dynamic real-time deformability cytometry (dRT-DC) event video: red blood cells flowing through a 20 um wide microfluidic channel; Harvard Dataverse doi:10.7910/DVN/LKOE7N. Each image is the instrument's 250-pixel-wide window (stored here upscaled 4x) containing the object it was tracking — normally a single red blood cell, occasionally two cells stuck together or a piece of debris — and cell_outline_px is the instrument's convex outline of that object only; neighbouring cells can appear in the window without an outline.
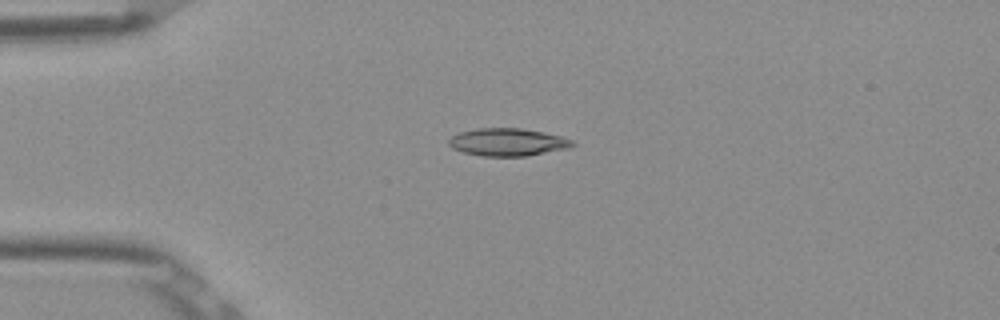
{"species": "Egyptian fruit bat (a non-hibernating species)", "species_latin": "Rousettus aegyptiacus", "temperature_condition": "room temperature", "stored_images_in_passage": 7, "camera_frame_rate_fps": 3000, "um_per_image_px": 0.085, "frame": {"image": 1, "passage_image": 3, "time_ms": 0.667, "image_size_px": [1000, 320], "cell_outline_px": [[576, 144], [568, 148], [528, 156], [480, 156], [464, 152], [452, 148], [448, 144], [448, 140], [452, 136], [460, 132], [476, 128], [520, 128], [544, 132], [560, 136], [572, 140]], "centroid_in_image_um": [43.14, 12.08], "position_along_channel_um": 41.9, "area_um2": 19.94}}
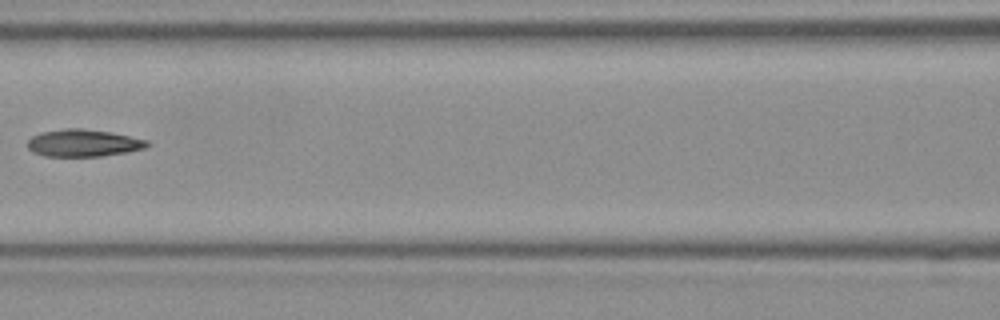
{"frame": {"image": 2, "passage_image": 6, "time_ms": 1.667, "image_size_px": [1000, 320], "cell_outline_px": [[152, 144], [144, 148], [128, 152], [100, 156], [44, 156], [32, 152], [28, 148], [28, 140], [32, 136], [40, 132], [64, 128], [84, 128], [112, 132], [148, 140]], "centroid_in_image_um": [7.09, 12.14], "position_along_channel_um": 159.5, "area_um2": 19.19}}
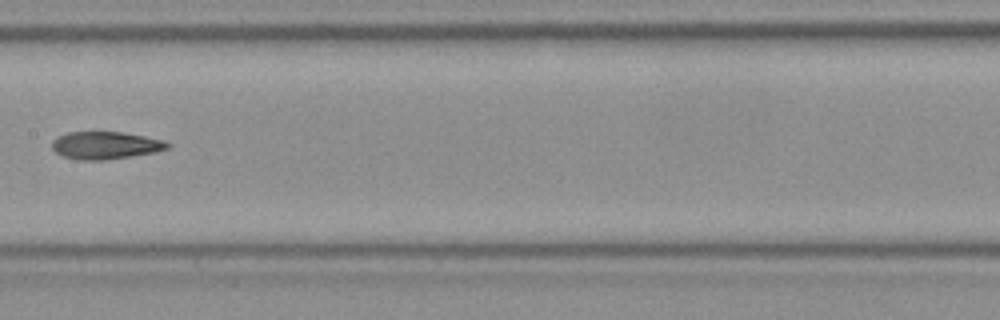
{"frame": {"image": 3, "passage_image": 7, "time_ms": 2.0, "image_size_px": [1000, 320], "cell_outline_px": [[172, 148], [156, 152], [104, 160], [76, 160], [60, 156], [52, 148], [52, 140], [56, 136], [68, 132], [124, 132], [164, 140], [172, 144]], "centroid_in_image_um": [8.97, 12.35], "position_along_channel_um": 198.4, "area_um2": 18.84}}